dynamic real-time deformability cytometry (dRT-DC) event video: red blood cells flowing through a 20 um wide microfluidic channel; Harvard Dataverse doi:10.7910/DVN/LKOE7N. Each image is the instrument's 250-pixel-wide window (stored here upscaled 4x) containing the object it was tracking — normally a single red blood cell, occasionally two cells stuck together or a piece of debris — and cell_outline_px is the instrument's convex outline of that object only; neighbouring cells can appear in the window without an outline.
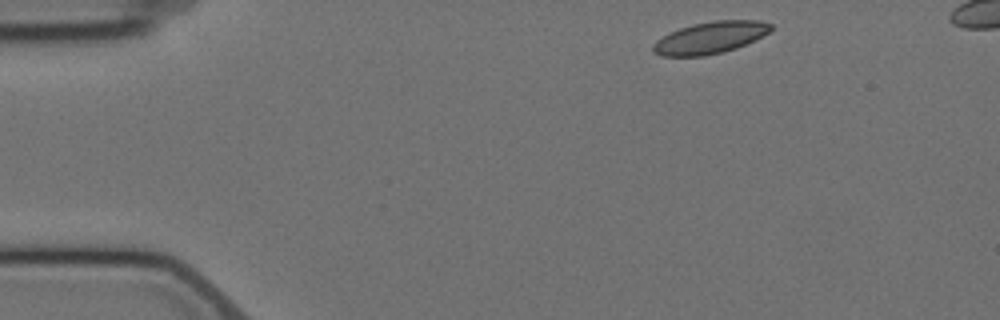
{"species": "Egyptian fruit bat (a non-hibernating species)", "species_latin": "Rousettus aegyptiacus", "temperature_condition": "cold", "stored_images_in_passage": 5, "camera_frame_rate_fps": 3000, "um_per_image_px": 0.085, "animal": {"sex": "female"}, "frame": {"image": 1, "passage_image": 1, "time_ms": 0.0, "image_size_px": [1000, 320], "cell_outline_px": [[772, 28], [768, 32], [756, 40], [736, 48], [724, 52], [704, 56], [660, 56], [652, 52], [652, 44], [656, 40], [668, 32], [692, 24], [716, 20], [760, 20], [772, 24]], "centroid_in_image_um": [60.34, 3.2], "position_along_channel_um": 24.7, "area_um2": 22.14}}
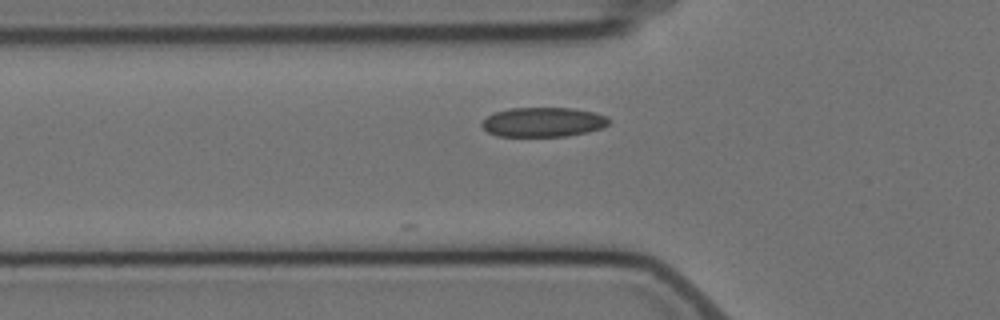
{"frame": {"image": 2, "passage_image": 4, "time_ms": 3.667, "image_size_px": [1000, 320], "cell_outline_px": [[612, 120], [608, 124], [600, 128], [588, 132], [568, 136], [496, 136], [488, 132], [480, 124], [488, 116], [496, 112], [508, 108], [572, 108], [592, 112], [608, 116]], "centroid_in_image_um": [46.19, 10.38], "position_along_channel_um": 79.6, "area_um2": 21.85}}
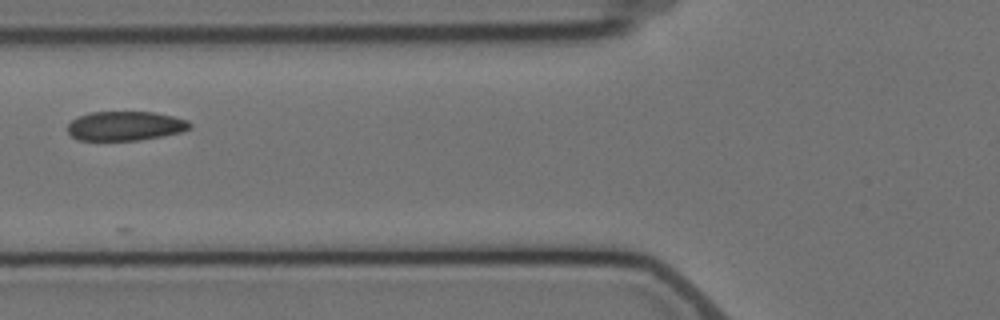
{"frame": {"image": 3, "passage_image": 5, "time_ms": 4.667, "image_size_px": [1000, 320], "cell_outline_px": [[192, 128], [180, 132], [164, 136], [140, 140], [76, 140], [68, 132], [68, 124], [72, 120], [88, 112], [156, 112], [188, 120], [192, 124]], "centroid_in_image_um": [10.67, 10.7], "position_along_channel_um": 115.1, "area_um2": 20.98}}